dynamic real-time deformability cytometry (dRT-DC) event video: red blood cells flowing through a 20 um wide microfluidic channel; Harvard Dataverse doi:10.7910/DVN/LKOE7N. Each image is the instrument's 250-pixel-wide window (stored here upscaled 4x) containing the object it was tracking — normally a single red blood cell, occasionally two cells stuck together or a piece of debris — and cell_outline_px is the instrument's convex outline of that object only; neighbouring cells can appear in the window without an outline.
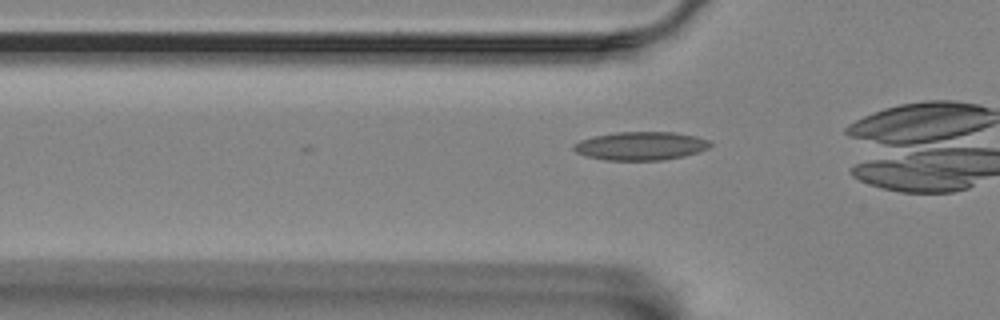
{"species": "Egyptian fruit bat (a non-hibernating species)", "species_latin": "Rousettus aegyptiacus", "temperature_condition": "room temperature", "stored_images_in_passage": 40, "camera_frame_rate_fps": 3000, "um_per_image_px": 0.085, "animal": {"sex": "female"}, "frame": {"image": 1, "passage_image": 14, "time_ms": 4.333, "image_size_px": [1000, 320], "cell_outline_px": [[712, 144], [708, 148], [684, 156], [660, 160], [604, 160], [588, 156], [576, 152], [572, 148], [572, 144], [580, 140], [592, 136], [616, 132], [676, 132], [696, 136], [712, 140]], "centroid_in_image_um": [54.46, 12.39], "position_along_channel_um": 71.3, "area_um2": 22.72}}
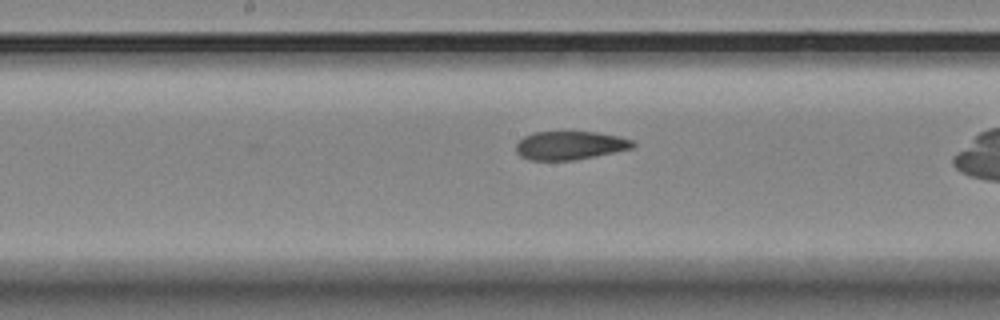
{"frame": {"image": 2, "passage_image": 25, "time_ms": 8.0, "image_size_px": [1000, 320], "cell_outline_px": [[636, 144], [632, 148], [572, 160], [532, 160], [520, 156], [516, 152], [516, 144], [524, 136], [532, 132], [596, 132], [620, 136], [632, 140]], "centroid_in_image_um": [48.42, 12.35], "position_along_channel_um": 199.8, "area_um2": 19.19}}
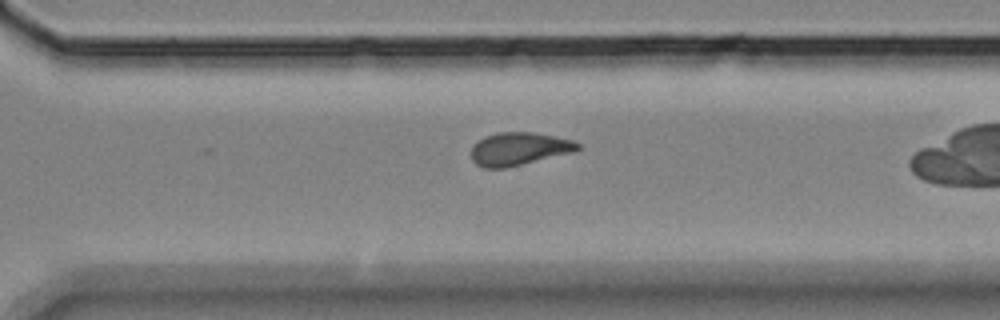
{"frame": {"image": 3, "passage_image": 36, "time_ms": 11.667, "image_size_px": [1000, 320], "cell_outline_px": [[580, 148], [572, 152], [504, 168], [484, 168], [476, 164], [472, 160], [472, 144], [476, 140], [484, 136], [496, 132], [532, 132], [572, 140], [580, 144]], "centroid_in_image_um": [44.05, 12.64], "position_along_channel_um": 326.6, "area_um2": 20.29}, "authors_computed_cell_mechanics": {"area_um2": 20.7502, "velocity_mm_per_s": 3.4667, "shape_relaxation_time_tau1_ms": null, "shape_relaxation_time_tau2_ms": 2.7614, "deformation_change_tau1": null, "deformation_change_tau2": 0.0933}}